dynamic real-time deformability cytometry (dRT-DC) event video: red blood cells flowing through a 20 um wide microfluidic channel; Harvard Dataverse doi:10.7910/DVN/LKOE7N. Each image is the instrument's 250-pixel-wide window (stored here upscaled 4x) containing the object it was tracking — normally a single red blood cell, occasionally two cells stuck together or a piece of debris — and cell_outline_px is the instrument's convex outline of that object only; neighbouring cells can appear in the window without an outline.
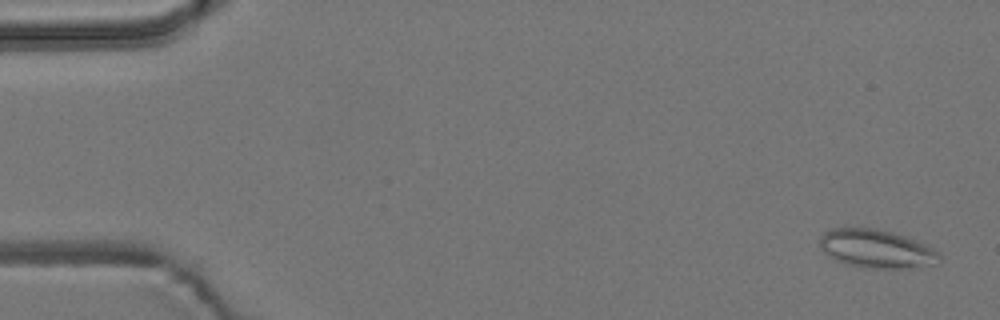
{"species": "common noctule bat (a hibernating species)", "species_latin": "Nyctalus noctula", "temperature_condition": "room temperature", "stored_images_in_passage": 5, "camera_frame_rate_fps": 3000, "um_per_image_px": 0.085, "animal": {"sex": "male", "body_mass_g": 19.2, "forearm_length_mm": 51.8}, "frame": {"image": 1, "passage_image": 1, "time_ms": 0.0, "image_size_px": [1000, 320], "cell_outline_px": [[940, 264], [908, 268], [876, 268], [844, 264], [828, 256], [820, 248], [820, 236], [824, 232], [832, 228], [876, 228], [892, 232], [904, 236], [924, 244], [940, 252]], "centroid_in_image_um": [74.5, 21.15], "position_along_channel_um": 10.5, "area_um2": 26.82}}